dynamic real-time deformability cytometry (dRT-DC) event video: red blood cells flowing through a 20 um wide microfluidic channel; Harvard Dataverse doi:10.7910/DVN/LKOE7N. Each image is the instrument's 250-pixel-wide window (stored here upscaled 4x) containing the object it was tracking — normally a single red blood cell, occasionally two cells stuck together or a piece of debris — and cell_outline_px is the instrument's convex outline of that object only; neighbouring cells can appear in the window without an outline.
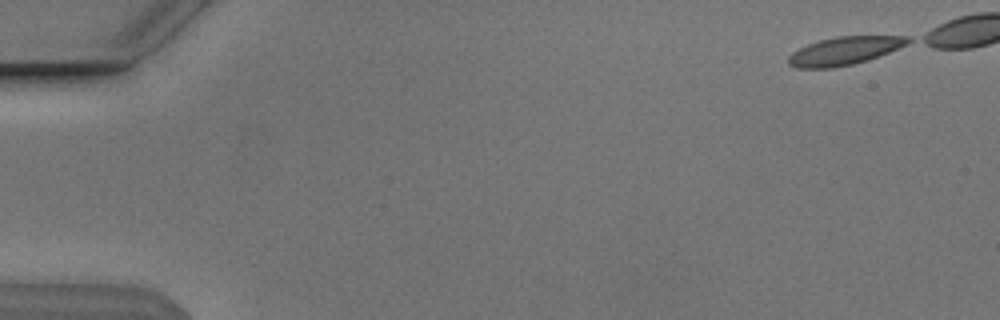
{"species": "Egyptian fruit bat (a non-hibernating species)", "species_latin": "Rousettus aegyptiacus", "temperature_condition": "cold", "stored_images_in_passage": 15, "camera_frame_rate_fps": 3000, "um_per_image_px": 0.085, "animal": {"sex": "male"}, "frame": {"image": 1, "passage_image": 1, "time_ms": 0.0, "image_size_px": [1000, 320], "cell_outline_px": [[912, 40], [888, 52], [868, 60], [852, 64], [832, 68], [800, 68], [788, 64], [788, 56], [792, 52], [808, 44], [820, 40], [836, 36], [912, 36]], "centroid_in_image_um": [71.74, 4.32], "position_along_channel_um": 13.3, "area_um2": 19.31}}